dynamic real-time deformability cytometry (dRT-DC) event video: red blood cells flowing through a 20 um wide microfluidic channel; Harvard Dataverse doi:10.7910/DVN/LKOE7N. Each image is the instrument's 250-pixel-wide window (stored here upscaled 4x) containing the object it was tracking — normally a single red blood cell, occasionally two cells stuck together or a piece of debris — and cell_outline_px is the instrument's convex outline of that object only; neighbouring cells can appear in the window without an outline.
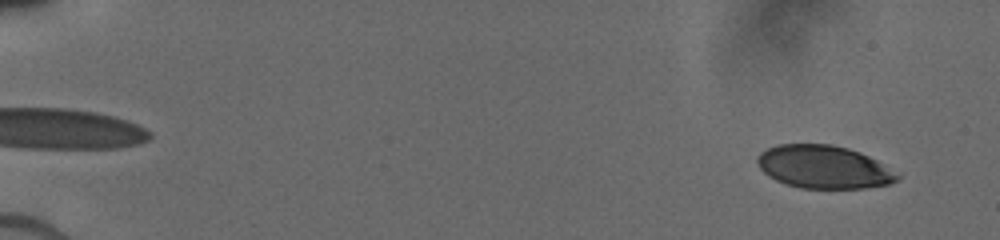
{"species": "human", "species_latin": "Homo sapiens", "temperature_condition": "cold", "stored_images_in_passage": 64, "camera_frame_rate_fps": 3000, "um_per_image_px": 0.085, "donor": {"sex": "male"}, "frame": {"image": 1, "passage_image": 6, "time_ms": 1.0, "image_size_px": [1000, 240], "cell_outline_px": [[900, 176], [896, 180], [888, 184], [864, 188], [800, 188], [776, 180], [768, 176], [760, 168], [756, 160], [756, 156], [760, 152], [776, 144], [832, 144], [848, 148], [860, 152], [876, 160]], "centroid_in_image_um": [69.97, 14.18], "position_along_channel_um": 15.0, "area_um2": 34.85}}
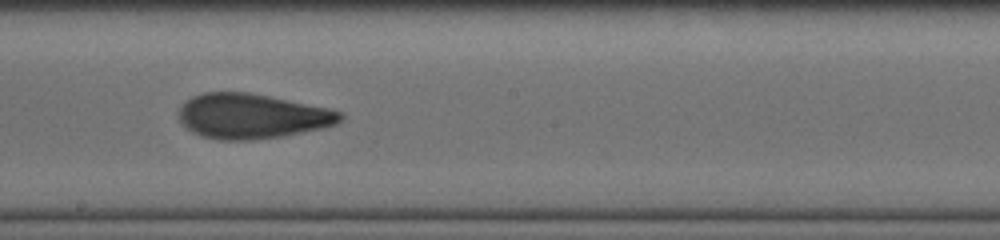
{"frame": {"image": 2, "passage_image": 34, "time_ms": 10.333, "image_size_px": [1000, 240], "cell_outline_px": [[344, 116], [336, 124], [320, 128], [284, 136], [256, 140], [220, 140], [200, 136], [192, 132], [180, 120], [180, 108], [192, 96], [204, 92], [248, 92], [328, 108], [340, 112]], "centroid_in_image_um": [21.4, 9.88], "position_along_channel_um": 226.8, "area_um2": 41.91}}
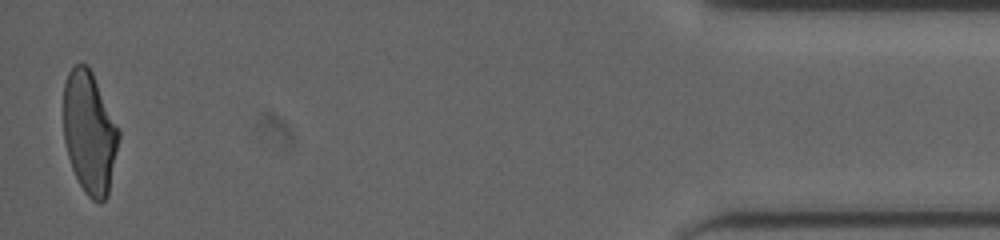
{"frame": {"image": 3, "passage_image": 64, "time_ms": 17.0, "image_size_px": [1000, 240], "cell_outline_px": [[120, 136], [108, 196], [100, 204], [92, 200], [84, 192], [72, 168], [68, 156], [64, 140], [64, 84], [68, 72], [76, 64], [88, 64], [92, 72], [120, 132]], "centroid_in_image_um": [7.61, 11.29], "position_along_channel_um": 427.6, "area_um2": 39.19}}